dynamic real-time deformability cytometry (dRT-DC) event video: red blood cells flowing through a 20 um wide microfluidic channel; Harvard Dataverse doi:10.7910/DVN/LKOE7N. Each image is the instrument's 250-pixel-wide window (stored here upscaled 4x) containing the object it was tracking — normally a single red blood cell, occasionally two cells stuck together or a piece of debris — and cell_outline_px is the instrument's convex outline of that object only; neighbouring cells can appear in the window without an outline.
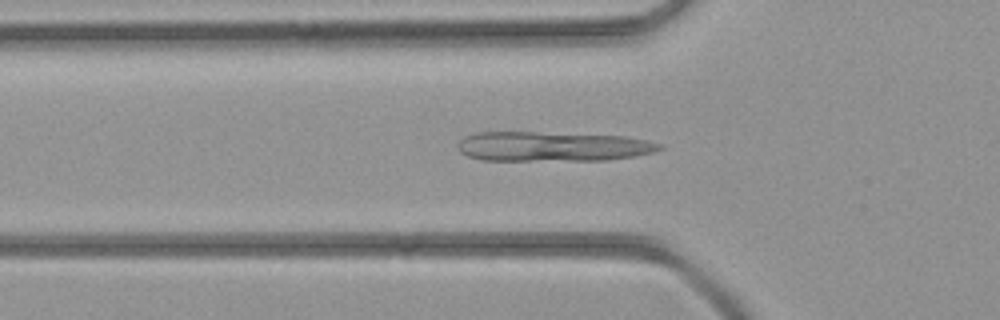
{"species": "common noctule bat (a hibernating species)", "species_latin": "Nyctalus noctula", "temperature_condition": "room temperature", "stored_images_in_passage": 39, "segment_of_instrument_passage": [1, 2], "camera_frame_rate_fps": 3000, "um_per_image_px": 0.085, "animal": {"sex": "female", "body_mass_g": 21.9}, "frame": {"image": 1, "passage_image": 10, "time_ms": 3.0, "image_size_px": [1000, 320], "cell_outline_px": [[664, 148], [652, 152], [636, 156], [608, 160], [480, 160], [468, 156], [460, 152], [456, 148], [456, 144], [464, 136], [476, 132], [536, 132], [628, 136], [648, 140], [664, 144]], "centroid_in_image_um": [46.97, 12.44], "position_along_channel_um": 78.8, "area_um2": 35.32}}
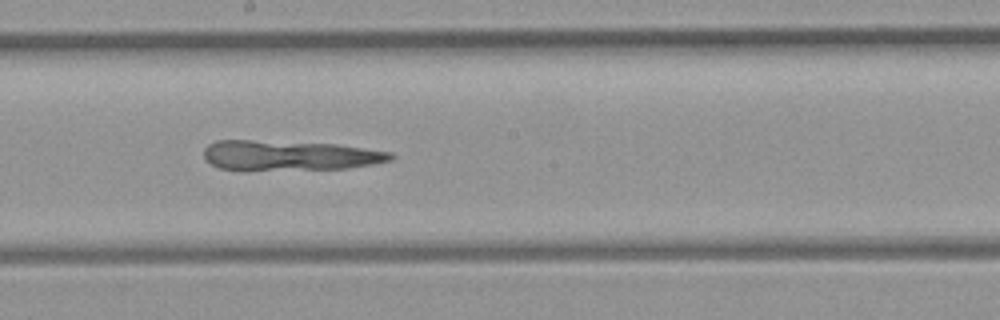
{"frame": {"image": 2, "passage_image": 19, "time_ms": 6.0, "image_size_px": [1000, 320], "cell_outline_px": [[396, 156], [392, 160], [372, 164], [348, 168], [244, 172], [220, 168], [204, 160], [204, 148], [208, 144], [216, 140], [252, 140], [336, 144], [392, 152]], "centroid_in_image_um": [24.55, 13.24], "position_along_channel_um": 223.7, "area_um2": 33.58}}
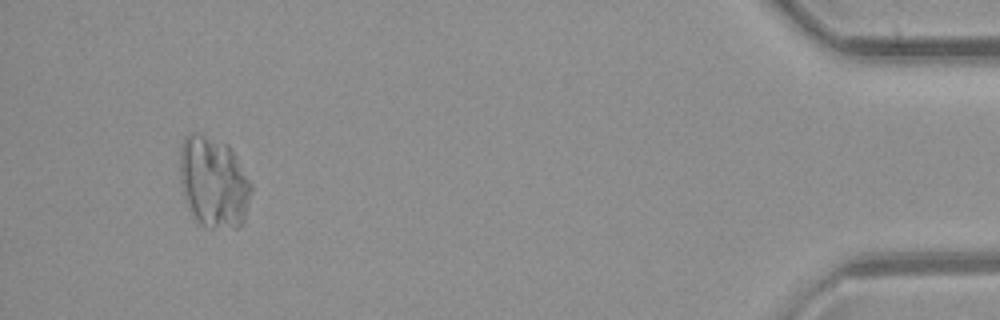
{"frame": {"image": 3, "passage_image": 36, "time_ms": 11.667, "image_size_px": [1000, 320], "cell_outline_px": [[252, 192], [244, 220], [240, 228], [212, 228], [200, 224], [192, 216], [184, 200], [180, 180], [180, 144], [192, 132], [196, 132], [228, 144], [232, 148], [252, 184]], "centroid_in_image_um": [18.16, 15.5], "position_along_channel_um": 417.0, "area_um2": 38.44}}